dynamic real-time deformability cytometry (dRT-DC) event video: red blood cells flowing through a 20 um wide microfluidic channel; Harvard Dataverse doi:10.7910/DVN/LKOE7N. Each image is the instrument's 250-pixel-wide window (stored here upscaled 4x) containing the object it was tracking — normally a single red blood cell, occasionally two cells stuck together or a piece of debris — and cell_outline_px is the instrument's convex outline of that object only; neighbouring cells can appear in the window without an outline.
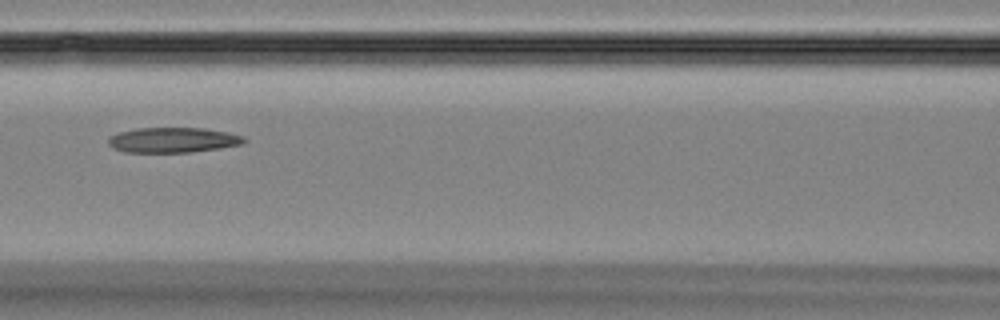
{"species": "Egyptian fruit bat (a non-hibernating species)", "species_latin": "Rousettus aegyptiacus", "temperature_condition": "room temperature", "stored_images_in_passage": 7, "camera_frame_rate_fps": 3000, "um_per_image_px": 0.085, "animal": {"sex": "female"}, "frame": {"image": 1, "passage_image": 7, "time_ms": 7.0, "image_size_px": [1000, 320], "cell_outline_px": [[248, 140], [244, 144], [220, 148], [192, 152], [124, 152], [112, 148], [108, 144], [108, 136], [120, 132], [136, 128], [204, 128], [228, 132], [244, 136]], "centroid_in_image_um": [14.72, 11.9], "position_along_channel_um": 151.9, "area_um2": 20.11}}